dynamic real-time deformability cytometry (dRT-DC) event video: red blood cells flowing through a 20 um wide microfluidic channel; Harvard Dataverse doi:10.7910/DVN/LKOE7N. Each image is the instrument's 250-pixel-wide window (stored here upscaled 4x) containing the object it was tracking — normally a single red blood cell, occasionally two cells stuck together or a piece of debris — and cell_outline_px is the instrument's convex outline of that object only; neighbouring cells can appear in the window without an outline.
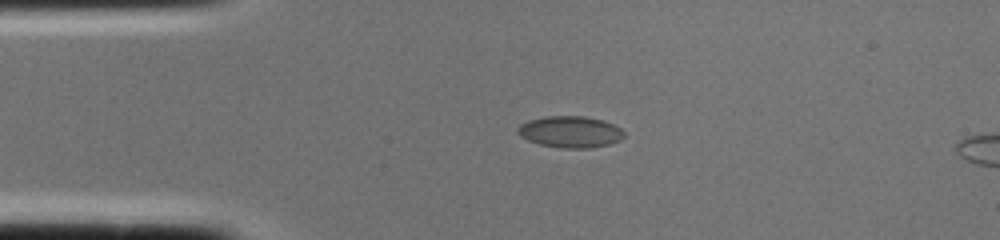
{"species": "common noctule bat (a hibernating species)", "species_latin": "Nyctalus noctula", "temperature_condition": "cold", "stored_images_in_passage": 2, "camera_frame_rate_fps": 3000, "um_per_image_px": 0.085, "animal": {"sex": "female", "body_mass_g": 22.0, "forearm_length_mm": 56.7}, "frame": {"image": 1, "passage_image": 1, "time_ms": 0.0, "image_size_px": [1000, 240], "cell_outline_px": [[624, 136], [620, 140], [608, 144], [588, 148], [560, 148], [540, 144], [528, 140], [520, 136], [516, 132], [516, 128], [520, 124], [528, 120], [544, 116], [584, 116], [604, 120], [620, 128], [624, 132]], "centroid_in_image_um": [48.44, 11.2], "position_along_channel_um": 36.6, "area_um2": 19.59}}